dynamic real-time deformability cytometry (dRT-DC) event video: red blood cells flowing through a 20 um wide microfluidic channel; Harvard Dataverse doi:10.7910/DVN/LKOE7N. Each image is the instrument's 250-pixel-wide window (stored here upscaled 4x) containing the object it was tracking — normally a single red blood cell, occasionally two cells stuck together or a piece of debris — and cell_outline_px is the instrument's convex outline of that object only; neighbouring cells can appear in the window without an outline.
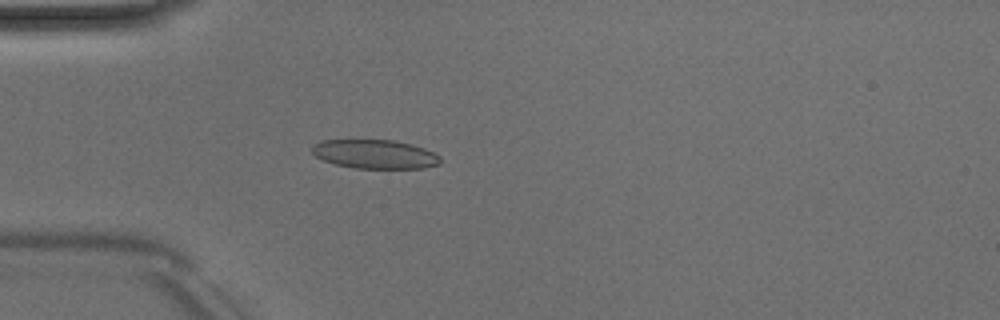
{"species": "Egyptian fruit bat (a non-hibernating species)", "species_latin": "Rousettus aegyptiacus", "temperature_condition": "room temperature", "stored_images_in_passage": 4, "camera_frame_rate_fps": 3000, "um_per_image_px": 0.085, "animal": {"sex": "male"}, "frame": {"image": 1, "passage_image": 4, "time_ms": 4.333, "image_size_px": [1000, 320], "cell_outline_px": [[440, 164], [424, 168], [356, 168], [336, 164], [324, 160], [316, 156], [312, 152], [312, 144], [324, 140], [392, 140], [412, 144], [424, 148], [440, 156]], "centroid_in_image_um": [31.88, 13.1], "position_along_channel_um": 53.1, "area_um2": 21.5}}